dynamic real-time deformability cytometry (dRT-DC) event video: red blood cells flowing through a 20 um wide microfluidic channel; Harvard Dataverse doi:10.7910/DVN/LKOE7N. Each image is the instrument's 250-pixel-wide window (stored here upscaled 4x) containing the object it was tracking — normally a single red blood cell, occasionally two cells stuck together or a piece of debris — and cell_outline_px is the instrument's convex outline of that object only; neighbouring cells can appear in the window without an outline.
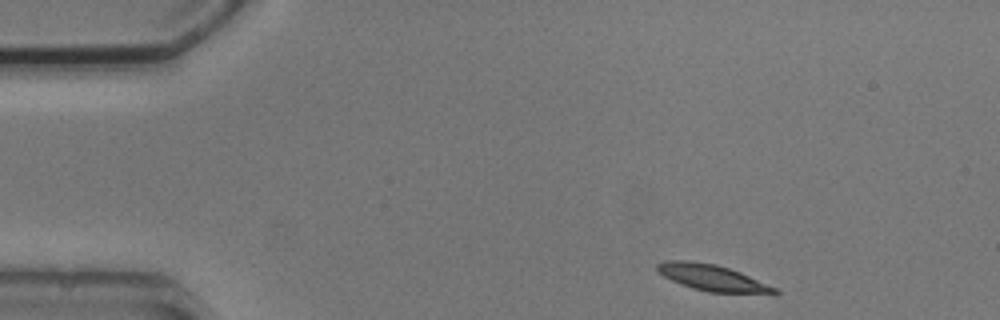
{"species": "common noctule bat (a hibernating species)", "species_latin": "Nyctalus noctula", "temperature_condition": "cold", "stored_images_in_passage": 5, "segment_of_instrument_passage": [2, 2], "camera_frame_rate_fps": 3000, "um_per_image_px": 0.085, "animal": {"sex": "male", "body_mass_g": 20.5, "forearm_length_mm": 52.5}, "frame": {"image": 1, "passage_image": 5, "time_ms": 6.0, "image_size_px": [1000, 320], "cell_outline_px": [[780, 292], [776, 296], [772, 296], [708, 292], [692, 288], [680, 284], [664, 276], [656, 268], [656, 264], [664, 260], [688, 260], [716, 264], [740, 272], [776, 288]], "centroid_in_image_um": [60.65, 23.65], "position_along_channel_um": 24.4, "area_um2": 18.5}}